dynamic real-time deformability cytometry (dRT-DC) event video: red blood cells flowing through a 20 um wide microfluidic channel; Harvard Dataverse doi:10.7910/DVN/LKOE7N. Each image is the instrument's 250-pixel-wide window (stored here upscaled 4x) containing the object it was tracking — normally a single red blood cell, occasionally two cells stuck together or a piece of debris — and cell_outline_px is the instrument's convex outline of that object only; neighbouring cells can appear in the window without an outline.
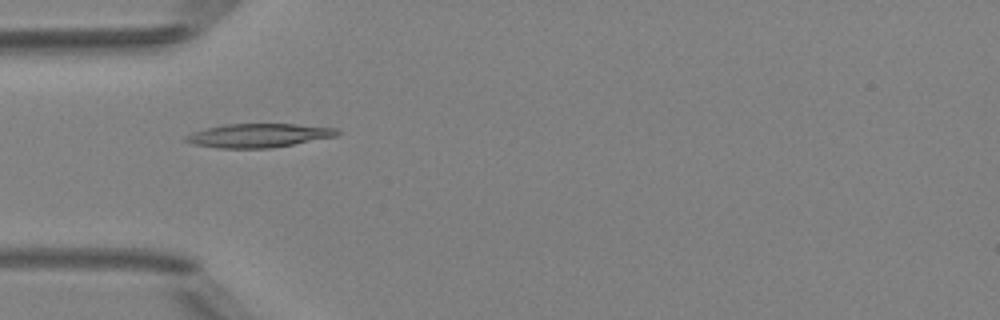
{"species": "Egyptian fruit bat (a non-hibernating species)", "species_latin": "Rousettus aegyptiacus", "temperature_condition": "room temperature", "stored_images_in_passage": 7, "camera_frame_rate_fps": 3000, "um_per_image_px": 0.085, "animal": {"sex": "female"}, "frame": {"image": 1, "passage_image": 5, "time_ms": 4.333, "image_size_px": [1000, 320], "cell_outline_px": [[340, 132], [336, 136], [272, 148], [216, 148], [192, 144], [184, 140], [184, 136], [192, 132], [204, 128], [224, 124], [296, 124], [336, 128]], "centroid_in_image_um": [21.92, 11.51], "position_along_channel_um": 63.1, "area_um2": 21.04}}
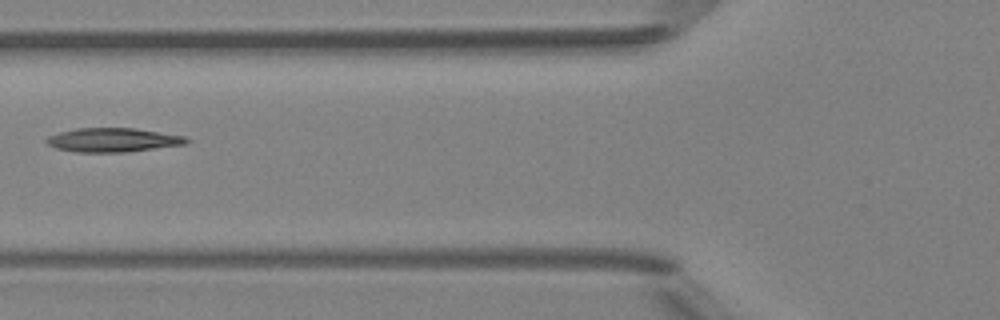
{"frame": {"image": 2, "passage_image": 6, "time_ms": 5.667, "image_size_px": [1000, 320], "cell_outline_px": [[188, 144], [124, 152], [76, 152], [56, 148], [48, 144], [44, 140], [48, 136], [60, 132], [76, 128], [136, 128], [184, 136], [188, 140]], "centroid_in_image_um": [9.58, 11.89], "position_along_channel_um": 116.2, "area_um2": 19.48}}
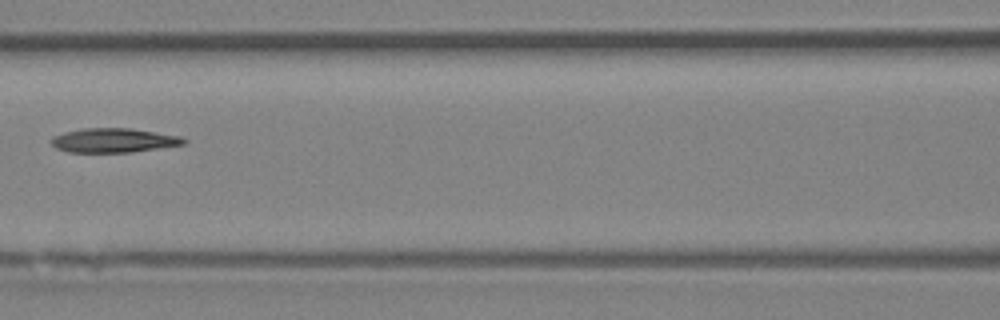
{"frame": {"image": 3, "passage_image": 7, "time_ms": 6.667, "image_size_px": [1000, 320], "cell_outline_px": [[188, 140], [184, 144], [132, 152], [68, 152], [56, 148], [48, 140], [52, 136], [64, 132], [84, 128], [128, 128], [180, 136]], "centroid_in_image_um": [9.61, 11.93], "position_along_channel_um": 157.0, "area_um2": 18.67}}